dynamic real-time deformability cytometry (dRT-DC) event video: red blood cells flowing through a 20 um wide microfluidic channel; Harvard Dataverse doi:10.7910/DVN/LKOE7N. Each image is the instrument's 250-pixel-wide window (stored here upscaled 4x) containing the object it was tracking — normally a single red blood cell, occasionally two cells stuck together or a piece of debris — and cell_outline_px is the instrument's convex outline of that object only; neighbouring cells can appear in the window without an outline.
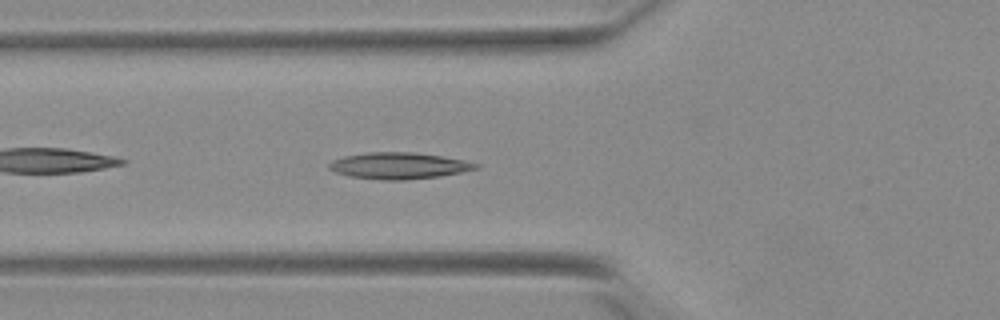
{"species": "Egyptian fruit bat (a non-hibernating species)", "species_latin": "Rousettus aegyptiacus", "temperature_condition": "warm", "stored_images_in_passage": 37, "camera_frame_rate_fps": 3000, "um_per_image_px": 0.085, "animal": {"sex": "female"}, "frame": {"image": 1, "passage_image": 4, "time_ms": 1.0, "image_size_px": [1000, 320], "cell_outline_px": [[480, 168], [440, 176], [404, 180], [384, 180], [348, 176], [336, 172], [328, 168], [328, 164], [332, 160], [344, 156], [368, 152], [412, 152], [440, 156], [464, 160], [480, 164]], "centroid_in_image_um": [33.89, 14.08], "position_along_channel_um": 91.9, "area_um2": 22.54}}
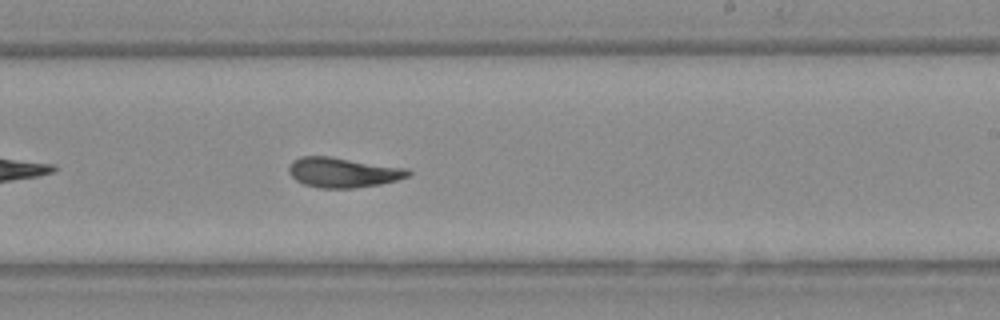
{"frame": {"image": 2, "passage_image": 17, "time_ms": 5.333, "image_size_px": [1000, 320], "cell_outline_px": [[412, 172], [408, 176], [396, 180], [380, 184], [352, 188], [316, 188], [304, 184], [296, 180], [288, 172], [288, 168], [292, 160], [300, 156], [328, 156], [408, 168]], "centroid_in_image_um": [29.13, 14.65], "position_along_channel_um": 259.9, "area_um2": 20.87}}
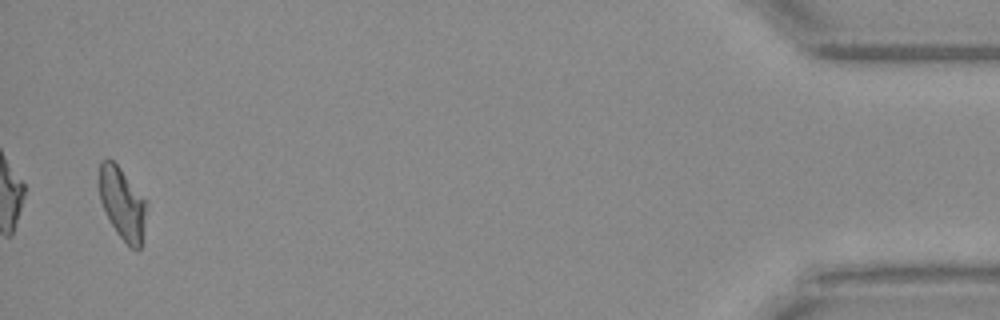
{"frame": {"image": 3, "passage_image": 36, "time_ms": 11.667, "image_size_px": [1000, 320], "cell_outline_px": [[144, 224], [140, 248], [136, 252], [116, 232], [100, 200], [100, 160], [108, 156], [120, 168], [144, 200]], "centroid_in_image_um": [10.36, 17.28], "position_along_channel_um": 424.8, "area_um2": 18.9}, "authors_computed_cell_mechanics": {"area_um2": 20.4034, "velocity_mm_per_s": 3.883, "shape_relaxation_time_tau1_ms": null, "shape_relaxation_time_tau2_ms": 3.4639, "deformation_change_tau1": null, "deformation_change_tau2": 0.111}}